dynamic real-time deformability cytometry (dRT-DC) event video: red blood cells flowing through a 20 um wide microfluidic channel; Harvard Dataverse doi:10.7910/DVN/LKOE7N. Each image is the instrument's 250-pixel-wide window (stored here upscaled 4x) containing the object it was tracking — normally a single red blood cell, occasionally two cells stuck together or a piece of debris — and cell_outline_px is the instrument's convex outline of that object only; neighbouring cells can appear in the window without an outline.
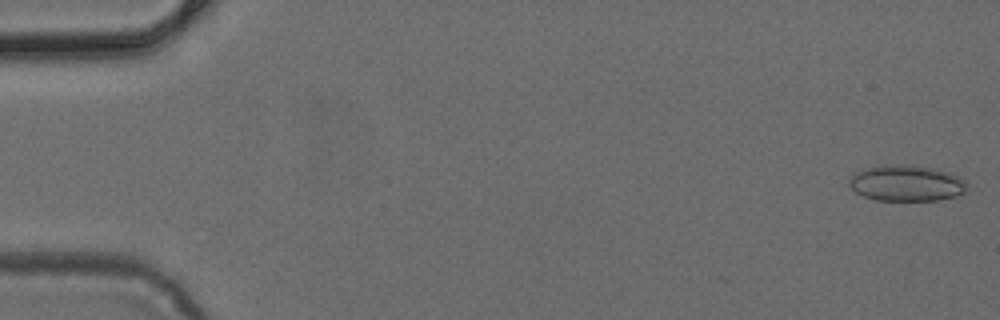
{"species": "common noctule bat (a hibernating species)", "species_latin": "Nyctalus noctula", "temperature_condition": "cold", "stored_images_in_passage": 6, "camera_frame_rate_fps": 3000, "um_per_image_px": 0.085, "animal": {"sex": "female", "body_mass_g": 24.6, "forearm_length_mm": 56.2}, "frame": {"image": 1, "passage_image": 1, "time_ms": 0.0, "image_size_px": [1000, 320], "cell_outline_px": [[968, 188], [964, 192], [956, 196], [940, 200], [876, 200], [864, 196], [856, 192], [848, 184], [848, 180], [856, 172], [868, 168], [884, 164], [908, 164], [936, 168], [960, 176], [968, 184]], "centroid_in_image_um": [77.08, 15.56], "position_along_channel_um": 7.9, "area_um2": 24.97}}
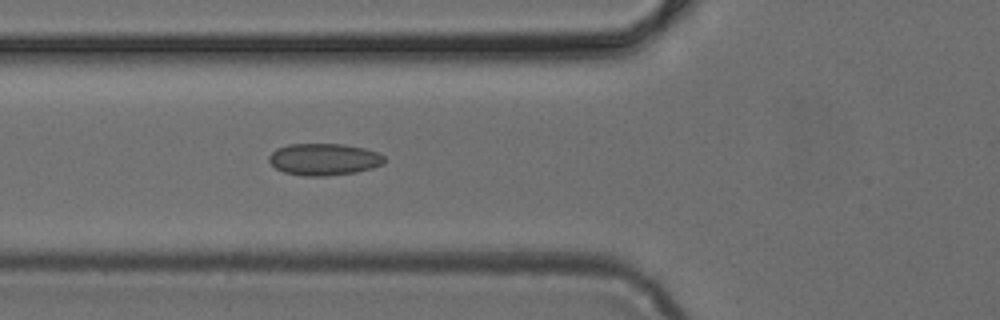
{"frame": {"image": 2, "passage_image": 6, "time_ms": 1.667, "image_size_px": [1000, 320], "cell_outline_px": [[384, 164], [372, 168], [356, 172], [324, 176], [304, 176], [284, 172], [276, 168], [268, 160], [268, 156], [276, 148], [288, 144], [344, 144], [364, 148], [376, 152], [384, 156]], "centroid_in_image_um": [27.52, 13.54], "position_along_channel_um": 98.3, "area_um2": 21.44}}